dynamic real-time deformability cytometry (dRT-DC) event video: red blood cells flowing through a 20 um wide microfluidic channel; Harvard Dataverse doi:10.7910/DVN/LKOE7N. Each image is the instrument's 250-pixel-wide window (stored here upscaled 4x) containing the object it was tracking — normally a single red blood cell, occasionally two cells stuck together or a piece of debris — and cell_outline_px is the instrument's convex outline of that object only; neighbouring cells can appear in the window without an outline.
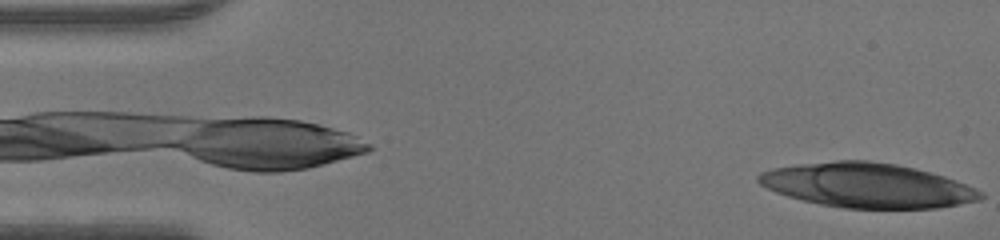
{"species": "human", "species_latin": "Homo sapiens", "temperature_condition": "warm", "stored_images_in_passage": 48, "camera_frame_rate_fps": 3000, "um_per_image_px": 0.085, "donor": {"sex": "male"}, "frame": {"image": 1, "passage_image": 1, "time_ms": 0.0, "image_size_px": [1000, 240], "cell_outline_px": [[984, 196], [980, 200], [936, 208], [844, 208], [820, 204], [788, 196], [776, 192], [760, 184], [756, 180], [756, 176], [760, 172], [772, 168], [800, 164], [836, 160], [868, 160], [896, 164], [944, 176], [976, 188], [984, 192]], "centroid_in_image_um": [73.7, 15.75], "position_along_channel_um": 11.3, "area_um2": 57.34}}
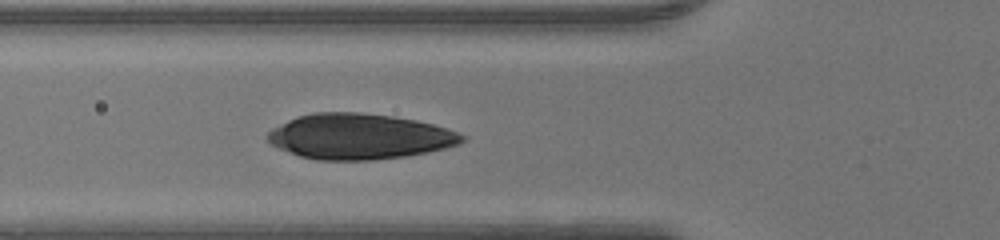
{"frame": {"image": 2, "passage_image": 16, "time_ms": 5.0, "image_size_px": [1000, 240], "cell_outline_px": [[464, 140], [460, 144], [428, 152], [408, 156], [372, 160], [320, 160], [300, 156], [280, 148], [272, 144], [268, 140], [268, 132], [272, 128], [288, 120], [300, 116], [316, 112], [360, 112], [392, 116], [416, 120], [432, 124], [456, 132], [464, 136]], "centroid_in_image_um": [30.55, 11.6], "position_along_channel_um": 95.2, "area_um2": 51.15}}
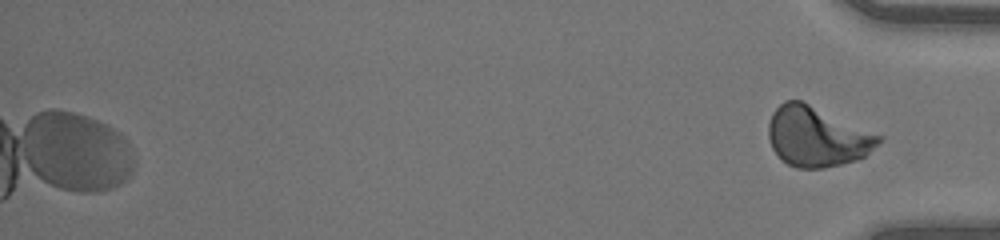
{"frame": {"image": 3, "passage_image": 48, "time_ms": 15.667, "image_size_px": [1000, 240], "cell_outline_px": [[884, 140], [864, 156], [856, 160], [824, 168], [796, 168], [788, 164], [772, 148], [768, 136], [768, 124], [772, 112], [784, 100], [800, 100], [884, 136]], "centroid_in_image_um": [69.46, 11.61], "position_along_channel_um": 365.7, "area_um2": 38.38}}